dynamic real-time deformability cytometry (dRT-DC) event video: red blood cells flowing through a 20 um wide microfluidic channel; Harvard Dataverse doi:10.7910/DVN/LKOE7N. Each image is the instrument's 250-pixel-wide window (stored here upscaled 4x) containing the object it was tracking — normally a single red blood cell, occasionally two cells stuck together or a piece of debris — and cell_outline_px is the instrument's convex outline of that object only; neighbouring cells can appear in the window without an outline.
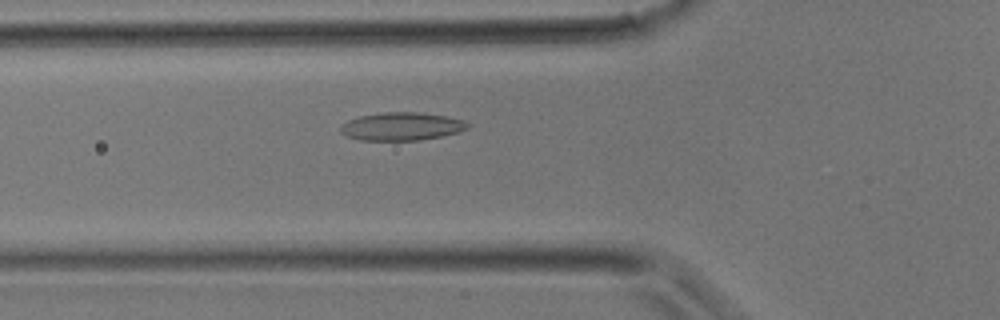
{"species": "common noctule bat (a hibernating species)", "species_latin": "Nyctalus noctula", "temperature_condition": "room temperature", "stored_images_in_passage": 27, "camera_frame_rate_fps": 3000, "um_per_image_px": 0.085, "animal": {"sex": "male", "body_mass_g": 17.9}, "frame": {"image": 1, "passage_image": 9, "time_ms": 2.667, "image_size_px": [1000, 320], "cell_outline_px": [[468, 128], [460, 132], [420, 140], [360, 140], [348, 136], [340, 132], [340, 124], [348, 120], [360, 116], [380, 112], [416, 112], [448, 116], [464, 120], [468, 124]], "centroid_in_image_um": [34.13, 10.74], "position_along_channel_um": 91.7, "area_um2": 20.81}}
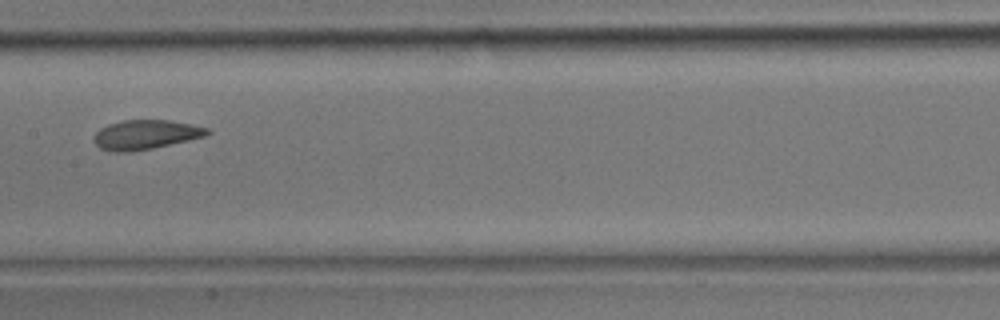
{"frame": {"image": 2, "passage_image": 15, "time_ms": 4.667, "image_size_px": [1000, 320], "cell_outline_px": [[212, 132], [208, 136], [152, 148], [128, 152], [112, 152], [100, 148], [92, 140], [92, 136], [100, 128], [108, 124], [124, 120], [168, 120], [192, 124], [208, 128]], "centroid_in_image_um": [12.37, 11.44], "position_along_channel_um": 195.0, "area_um2": 19.59}}
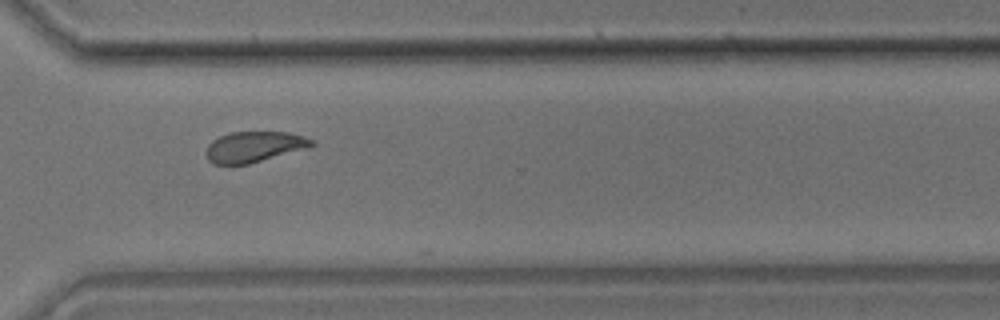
{"frame": {"image": 3, "passage_image": 24, "time_ms": 7.667, "image_size_px": [1000, 320], "cell_outline_px": [[316, 144], [308, 148], [248, 164], [212, 164], [208, 160], [204, 152], [208, 144], [212, 140], [220, 136], [232, 132], [288, 132], [304, 136], [316, 140]], "centroid_in_image_um": [21.61, 12.47], "position_along_channel_um": 349.0, "area_um2": 19.07}}